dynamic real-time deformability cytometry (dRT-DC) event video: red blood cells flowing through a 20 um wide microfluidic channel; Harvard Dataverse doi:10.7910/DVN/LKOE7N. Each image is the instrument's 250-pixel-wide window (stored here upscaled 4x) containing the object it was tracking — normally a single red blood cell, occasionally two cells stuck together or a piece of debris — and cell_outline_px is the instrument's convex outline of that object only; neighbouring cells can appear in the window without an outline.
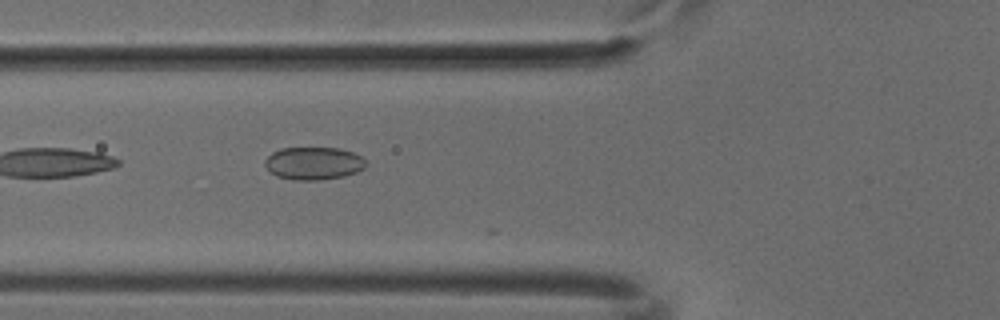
{"species": "common noctule bat (a hibernating species)", "species_latin": "Nyctalus noctula", "temperature_condition": "cold", "stored_images_in_passage": 35, "camera_frame_rate_fps": 3000, "um_per_image_px": 0.085, "animal": {"sex": "male", "body_mass_g": 18.8}, "frame": {"image": 1, "passage_image": 3, "time_ms": 0.667, "image_size_px": [1000, 320], "cell_outline_px": [[368, 164], [364, 168], [356, 172], [344, 176], [316, 180], [292, 180], [276, 176], [264, 164], [264, 160], [272, 152], [280, 148], [340, 148], [352, 152], [360, 156]], "centroid_in_image_um": [26.65, 13.88], "position_along_channel_um": 99.2, "area_um2": 19.25}}
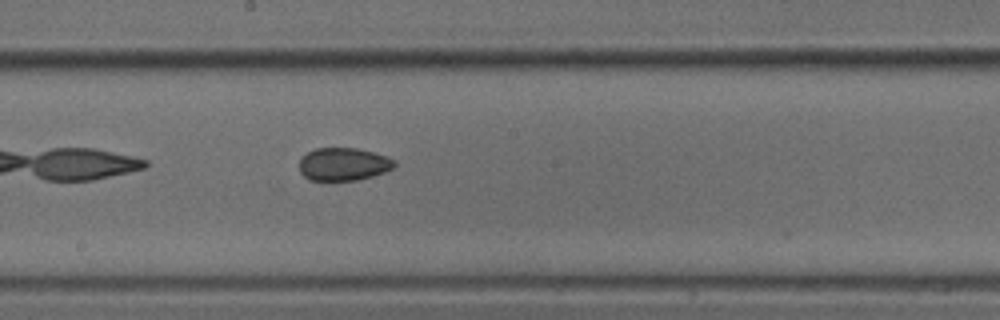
{"frame": {"image": 2, "passage_image": 12, "time_ms": 3.667, "image_size_px": [1000, 320], "cell_outline_px": [[396, 164], [392, 168], [384, 172], [372, 176], [356, 180], [308, 180], [300, 172], [300, 156], [316, 148], [356, 148], [388, 156], [396, 160]], "centroid_in_image_um": [29.19, 13.95], "position_along_channel_um": 219.0, "area_um2": 18.26}}
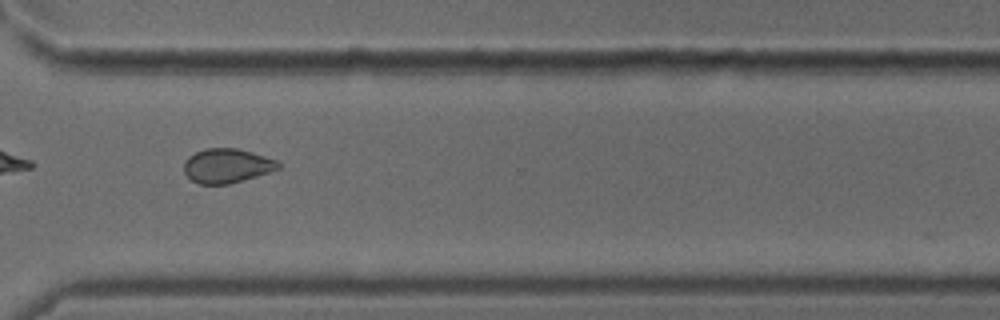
{"frame": {"image": 3, "passage_image": 22, "time_ms": 7.0, "image_size_px": [1000, 320], "cell_outline_px": [[280, 168], [244, 180], [228, 184], [200, 184], [192, 180], [184, 172], [184, 160], [188, 156], [204, 148], [236, 148], [252, 152], [276, 160], [280, 164]], "centroid_in_image_um": [19.26, 14.08], "position_along_channel_um": 351.3, "area_um2": 18.79}}